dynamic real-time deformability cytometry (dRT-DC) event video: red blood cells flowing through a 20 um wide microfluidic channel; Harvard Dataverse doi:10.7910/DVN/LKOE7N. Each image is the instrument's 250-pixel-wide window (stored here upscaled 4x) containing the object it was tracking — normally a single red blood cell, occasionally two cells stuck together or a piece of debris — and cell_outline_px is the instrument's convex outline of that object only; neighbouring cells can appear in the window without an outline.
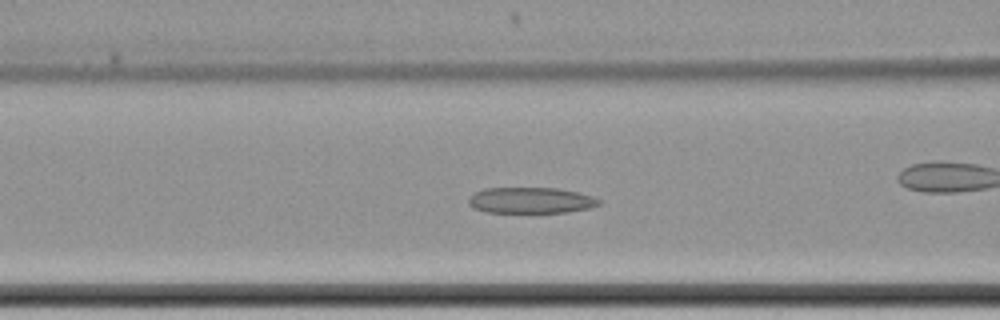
{"species": "common noctule bat (a hibernating species)", "species_latin": "Nyctalus noctula", "temperature_condition": "cold", "stored_images_in_passage": 66, "camera_frame_rate_fps": 3000, "um_per_image_px": 0.085, "animal": {"sex": "female", "body_mass_g": 22.7, "forearm_length_mm": 54.2}, "frame": {"image": 1, "passage_image": 30, "time_ms": 9.667, "image_size_px": [1000, 320], "cell_outline_px": [[600, 204], [588, 208], [568, 212], [488, 212], [472, 208], [468, 204], [468, 196], [484, 188], [556, 188], [576, 192], [592, 196], [600, 200]], "centroid_in_image_um": [45.07, 17.03], "position_along_channel_um": 121.5, "area_um2": 19.65}}
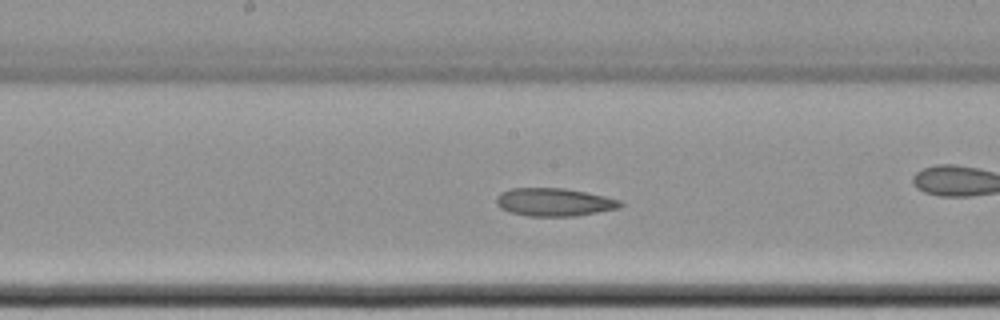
{"frame": {"image": 2, "passage_image": 37, "time_ms": 12.0, "image_size_px": [1000, 320], "cell_outline_px": [[624, 204], [620, 208], [572, 216], [528, 216], [512, 212], [500, 208], [496, 204], [496, 196], [500, 192], [512, 188], [564, 188], [604, 196], [620, 200]], "centroid_in_image_um": [47.08, 17.17], "position_along_channel_um": 201.1, "area_um2": 20.11}}
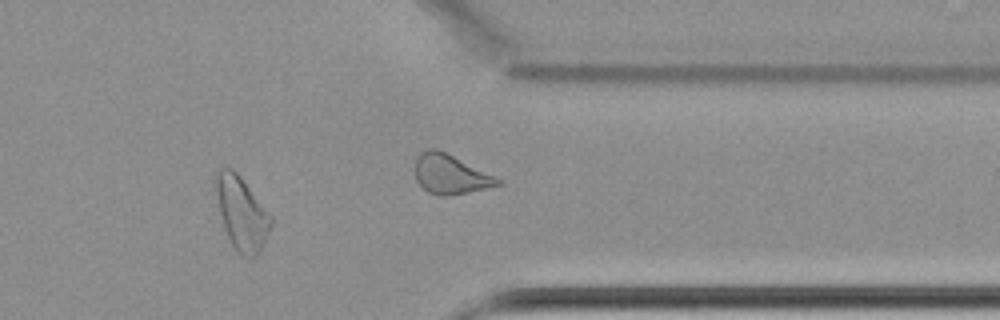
{"frame": {"image": 3, "passage_image": 55, "time_ms": 18.0, "image_size_px": [1000, 320], "cell_outline_px": [[272, 224], [260, 252], [252, 260], [240, 256], [232, 248], [228, 240], [224, 228], [220, 212], [216, 192], [216, 172], [220, 168], [232, 168], [240, 176], [272, 216]], "centroid_in_image_um": [20.55, 18.2], "position_along_channel_um": 390.9, "area_um2": 23.64}, "authors_computed_cell_mechanics": {"area_um2": 24.1604, "velocity_mm_per_s": 3.4152, "shape_relaxation_time_tau1_ms": null, "shape_relaxation_time_tau2_ms": 8.5309, "deformation_change_tau1": null, "deformation_change_tau2": 0.1129}}